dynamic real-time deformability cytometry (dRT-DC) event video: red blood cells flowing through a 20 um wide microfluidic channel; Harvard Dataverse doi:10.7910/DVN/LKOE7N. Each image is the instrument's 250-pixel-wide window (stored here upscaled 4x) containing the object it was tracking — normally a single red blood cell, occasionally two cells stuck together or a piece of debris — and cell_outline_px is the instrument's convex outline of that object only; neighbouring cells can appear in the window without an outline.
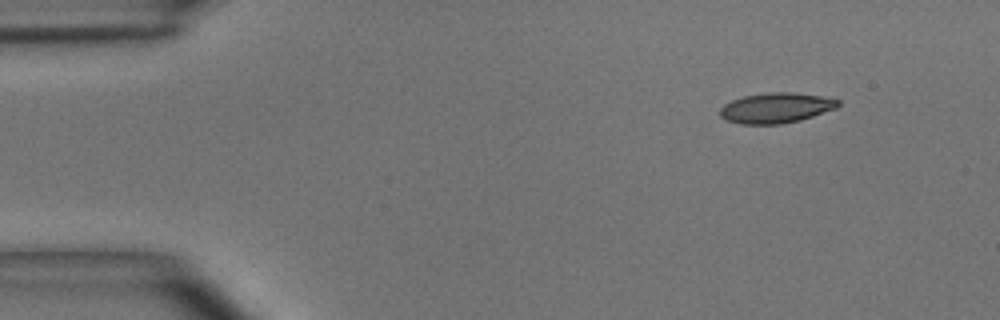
{"species": "common noctule bat (a hibernating species)", "species_latin": "Nyctalus noctula", "temperature_condition": "room temperature", "stored_images_in_passage": 3, "camera_frame_rate_fps": 3000, "um_per_image_px": 0.085, "animal": {"sex": "male", "body_mass_g": 15.6}, "frame": {"image": 1, "passage_image": 1, "time_ms": 0.0, "image_size_px": [1000, 320], "cell_outline_px": [[840, 104], [836, 108], [800, 120], [780, 124], [740, 124], [728, 120], [720, 116], [720, 108], [724, 104], [732, 100], [744, 96], [768, 92], [792, 92], [820, 96], [840, 100]], "centroid_in_image_um": [65.95, 9.17], "position_along_channel_um": 19.1, "area_um2": 20.69}}